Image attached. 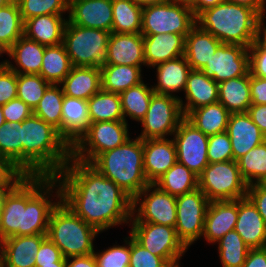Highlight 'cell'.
Returning <instances> with one entry per match:
<instances>
[{
  "instance_id": "1",
  "label": "cell",
  "mask_w": 266,
  "mask_h": 267,
  "mask_svg": "<svg viewBox=\"0 0 266 267\" xmlns=\"http://www.w3.org/2000/svg\"><path fill=\"white\" fill-rule=\"evenodd\" d=\"M61 201L100 233L132 217V199L88 163L70 158L55 176Z\"/></svg>"
},
{
  "instance_id": "2",
  "label": "cell",
  "mask_w": 266,
  "mask_h": 267,
  "mask_svg": "<svg viewBox=\"0 0 266 267\" xmlns=\"http://www.w3.org/2000/svg\"><path fill=\"white\" fill-rule=\"evenodd\" d=\"M53 192L59 198L57 202L49 199L55 198ZM60 201L61 187L55 177L27 175L6 198L0 217V241L11 236L47 234L51 212Z\"/></svg>"
},
{
  "instance_id": "3",
  "label": "cell",
  "mask_w": 266,
  "mask_h": 267,
  "mask_svg": "<svg viewBox=\"0 0 266 267\" xmlns=\"http://www.w3.org/2000/svg\"><path fill=\"white\" fill-rule=\"evenodd\" d=\"M23 172L55 177L69 162L71 146L58 129L31 115L21 122Z\"/></svg>"
},
{
  "instance_id": "4",
  "label": "cell",
  "mask_w": 266,
  "mask_h": 267,
  "mask_svg": "<svg viewBox=\"0 0 266 267\" xmlns=\"http://www.w3.org/2000/svg\"><path fill=\"white\" fill-rule=\"evenodd\" d=\"M260 17L250 7L225 1L200 12L196 24L221 43L249 48L254 42Z\"/></svg>"
},
{
  "instance_id": "5",
  "label": "cell",
  "mask_w": 266,
  "mask_h": 267,
  "mask_svg": "<svg viewBox=\"0 0 266 267\" xmlns=\"http://www.w3.org/2000/svg\"><path fill=\"white\" fill-rule=\"evenodd\" d=\"M90 165L118 185L132 200L150 183L144 174L143 140L129 139L99 154Z\"/></svg>"
},
{
  "instance_id": "6",
  "label": "cell",
  "mask_w": 266,
  "mask_h": 267,
  "mask_svg": "<svg viewBox=\"0 0 266 267\" xmlns=\"http://www.w3.org/2000/svg\"><path fill=\"white\" fill-rule=\"evenodd\" d=\"M99 233L62 201L51 212L47 237L65 258L93 254V241Z\"/></svg>"
},
{
  "instance_id": "7",
  "label": "cell",
  "mask_w": 266,
  "mask_h": 267,
  "mask_svg": "<svg viewBox=\"0 0 266 267\" xmlns=\"http://www.w3.org/2000/svg\"><path fill=\"white\" fill-rule=\"evenodd\" d=\"M111 32L86 28L67 21L63 45L73 66L102 67Z\"/></svg>"
},
{
  "instance_id": "8",
  "label": "cell",
  "mask_w": 266,
  "mask_h": 267,
  "mask_svg": "<svg viewBox=\"0 0 266 267\" xmlns=\"http://www.w3.org/2000/svg\"><path fill=\"white\" fill-rule=\"evenodd\" d=\"M196 25L189 2L175 0L143 7L141 34H181L184 37Z\"/></svg>"
},
{
  "instance_id": "9",
  "label": "cell",
  "mask_w": 266,
  "mask_h": 267,
  "mask_svg": "<svg viewBox=\"0 0 266 267\" xmlns=\"http://www.w3.org/2000/svg\"><path fill=\"white\" fill-rule=\"evenodd\" d=\"M129 139L128 123L124 120L93 122L71 147V157L90 164L99 154L119 147Z\"/></svg>"
},
{
  "instance_id": "10",
  "label": "cell",
  "mask_w": 266,
  "mask_h": 267,
  "mask_svg": "<svg viewBox=\"0 0 266 267\" xmlns=\"http://www.w3.org/2000/svg\"><path fill=\"white\" fill-rule=\"evenodd\" d=\"M198 188L209 201L236 200L247 197L248 184L237 162L209 163L198 177Z\"/></svg>"
},
{
  "instance_id": "11",
  "label": "cell",
  "mask_w": 266,
  "mask_h": 267,
  "mask_svg": "<svg viewBox=\"0 0 266 267\" xmlns=\"http://www.w3.org/2000/svg\"><path fill=\"white\" fill-rule=\"evenodd\" d=\"M181 97L154 93L149 108L140 121L143 126L138 137L145 139H166L177 130L185 118L180 99ZM168 135V136H167Z\"/></svg>"
},
{
  "instance_id": "12",
  "label": "cell",
  "mask_w": 266,
  "mask_h": 267,
  "mask_svg": "<svg viewBox=\"0 0 266 267\" xmlns=\"http://www.w3.org/2000/svg\"><path fill=\"white\" fill-rule=\"evenodd\" d=\"M209 203L199 188L176 197L175 229L178 239L187 249L202 237Z\"/></svg>"
},
{
  "instance_id": "13",
  "label": "cell",
  "mask_w": 266,
  "mask_h": 267,
  "mask_svg": "<svg viewBox=\"0 0 266 267\" xmlns=\"http://www.w3.org/2000/svg\"><path fill=\"white\" fill-rule=\"evenodd\" d=\"M136 212L138 213L135 214ZM130 222H149L175 227L177 222L176 196L160 190L155 184L147 185L132 200Z\"/></svg>"
},
{
  "instance_id": "14",
  "label": "cell",
  "mask_w": 266,
  "mask_h": 267,
  "mask_svg": "<svg viewBox=\"0 0 266 267\" xmlns=\"http://www.w3.org/2000/svg\"><path fill=\"white\" fill-rule=\"evenodd\" d=\"M130 235L152 254L168 263L180 260L187 248L178 239L175 227L149 222H131Z\"/></svg>"
},
{
  "instance_id": "15",
  "label": "cell",
  "mask_w": 266,
  "mask_h": 267,
  "mask_svg": "<svg viewBox=\"0 0 266 267\" xmlns=\"http://www.w3.org/2000/svg\"><path fill=\"white\" fill-rule=\"evenodd\" d=\"M177 150V162L185 165L198 177L209 164L208 139L202 131L184 118L173 134Z\"/></svg>"
},
{
  "instance_id": "16",
  "label": "cell",
  "mask_w": 266,
  "mask_h": 267,
  "mask_svg": "<svg viewBox=\"0 0 266 267\" xmlns=\"http://www.w3.org/2000/svg\"><path fill=\"white\" fill-rule=\"evenodd\" d=\"M201 71L217 83L247 75L249 73L248 48L222 43Z\"/></svg>"
},
{
  "instance_id": "17",
  "label": "cell",
  "mask_w": 266,
  "mask_h": 267,
  "mask_svg": "<svg viewBox=\"0 0 266 267\" xmlns=\"http://www.w3.org/2000/svg\"><path fill=\"white\" fill-rule=\"evenodd\" d=\"M68 13L69 23L112 32V0H73Z\"/></svg>"
},
{
  "instance_id": "18",
  "label": "cell",
  "mask_w": 266,
  "mask_h": 267,
  "mask_svg": "<svg viewBox=\"0 0 266 267\" xmlns=\"http://www.w3.org/2000/svg\"><path fill=\"white\" fill-rule=\"evenodd\" d=\"M47 234L11 236L0 241L2 267H35V256Z\"/></svg>"
},
{
  "instance_id": "19",
  "label": "cell",
  "mask_w": 266,
  "mask_h": 267,
  "mask_svg": "<svg viewBox=\"0 0 266 267\" xmlns=\"http://www.w3.org/2000/svg\"><path fill=\"white\" fill-rule=\"evenodd\" d=\"M104 64L146 66L143 35L111 32Z\"/></svg>"
},
{
  "instance_id": "20",
  "label": "cell",
  "mask_w": 266,
  "mask_h": 267,
  "mask_svg": "<svg viewBox=\"0 0 266 267\" xmlns=\"http://www.w3.org/2000/svg\"><path fill=\"white\" fill-rule=\"evenodd\" d=\"M177 162L174 139L143 140L144 174L150 184L168 171Z\"/></svg>"
},
{
  "instance_id": "21",
  "label": "cell",
  "mask_w": 266,
  "mask_h": 267,
  "mask_svg": "<svg viewBox=\"0 0 266 267\" xmlns=\"http://www.w3.org/2000/svg\"><path fill=\"white\" fill-rule=\"evenodd\" d=\"M238 218V199L210 201L202 237L208 243H217L227 232L233 231Z\"/></svg>"
},
{
  "instance_id": "22",
  "label": "cell",
  "mask_w": 266,
  "mask_h": 267,
  "mask_svg": "<svg viewBox=\"0 0 266 267\" xmlns=\"http://www.w3.org/2000/svg\"><path fill=\"white\" fill-rule=\"evenodd\" d=\"M226 132L230 138L234 161L266 140V136L247 113H231Z\"/></svg>"
},
{
  "instance_id": "23",
  "label": "cell",
  "mask_w": 266,
  "mask_h": 267,
  "mask_svg": "<svg viewBox=\"0 0 266 267\" xmlns=\"http://www.w3.org/2000/svg\"><path fill=\"white\" fill-rule=\"evenodd\" d=\"M234 230L250 249L266 247V223L248 197L238 199V218Z\"/></svg>"
},
{
  "instance_id": "24",
  "label": "cell",
  "mask_w": 266,
  "mask_h": 267,
  "mask_svg": "<svg viewBox=\"0 0 266 267\" xmlns=\"http://www.w3.org/2000/svg\"><path fill=\"white\" fill-rule=\"evenodd\" d=\"M145 64L149 68L168 60L183 56L185 37L181 34H142Z\"/></svg>"
},
{
  "instance_id": "25",
  "label": "cell",
  "mask_w": 266,
  "mask_h": 267,
  "mask_svg": "<svg viewBox=\"0 0 266 267\" xmlns=\"http://www.w3.org/2000/svg\"><path fill=\"white\" fill-rule=\"evenodd\" d=\"M186 103L179 99L184 116L192 110L218 102V83L201 70H191L184 89Z\"/></svg>"
},
{
  "instance_id": "26",
  "label": "cell",
  "mask_w": 266,
  "mask_h": 267,
  "mask_svg": "<svg viewBox=\"0 0 266 267\" xmlns=\"http://www.w3.org/2000/svg\"><path fill=\"white\" fill-rule=\"evenodd\" d=\"M67 19L63 15H40L24 21L23 35L43 46L63 42Z\"/></svg>"
},
{
  "instance_id": "27",
  "label": "cell",
  "mask_w": 266,
  "mask_h": 267,
  "mask_svg": "<svg viewBox=\"0 0 266 267\" xmlns=\"http://www.w3.org/2000/svg\"><path fill=\"white\" fill-rule=\"evenodd\" d=\"M88 102L64 95L62 104V137L72 147L88 130Z\"/></svg>"
},
{
  "instance_id": "28",
  "label": "cell",
  "mask_w": 266,
  "mask_h": 267,
  "mask_svg": "<svg viewBox=\"0 0 266 267\" xmlns=\"http://www.w3.org/2000/svg\"><path fill=\"white\" fill-rule=\"evenodd\" d=\"M45 46L38 42L20 37L7 51L6 54L14 60V66L9 60L6 65L17 74H40Z\"/></svg>"
},
{
  "instance_id": "29",
  "label": "cell",
  "mask_w": 266,
  "mask_h": 267,
  "mask_svg": "<svg viewBox=\"0 0 266 267\" xmlns=\"http://www.w3.org/2000/svg\"><path fill=\"white\" fill-rule=\"evenodd\" d=\"M155 67L157 84L151 85L154 93L174 96V92L184 91L188 74L192 70L184 55Z\"/></svg>"
},
{
  "instance_id": "30",
  "label": "cell",
  "mask_w": 266,
  "mask_h": 267,
  "mask_svg": "<svg viewBox=\"0 0 266 267\" xmlns=\"http://www.w3.org/2000/svg\"><path fill=\"white\" fill-rule=\"evenodd\" d=\"M60 85L64 95L88 100L101 90L100 67L73 66Z\"/></svg>"
},
{
  "instance_id": "31",
  "label": "cell",
  "mask_w": 266,
  "mask_h": 267,
  "mask_svg": "<svg viewBox=\"0 0 266 267\" xmlns=\"http://www.w3.org/2000/svg\"><path fill=\"white\" fill-rule=\"evenodd\" d=\"M222 43L197 24L185 36L184 56L192 70H201Z\"/></svg>"
},
{
  "instance_id": "32",
  "label": "cell",
  "mask_w": 266,
  "mask_h": 267,
  "mask_svg": "<svg viewBox=\"0 0 266 267\" xmlns=\"http://www.w3.org/2000/svg\"><path fill=\"white\" fill-rule=\"evenodd\" d=\"M218 101L230 113H247L252 105L250 72L247 75L218 83Z\"/></svg>"
},
{
  "instance_id": "33",
  "label": "cell",
  "mask_w": 266,
  "mask_h": 267,
  "mask_svg": "<svg viewBox=\"0 0 266 267\" xmlns=\"http://www.w3.org/2000/svg\"><path fill=\"white\" fill-rule=\"evenodd\" d=\"M230 114L218 101L192 110L185 118L209 137L226 132Z\"/></svg>"
},
{
  "instance_id": "34",
  "label": "cell",
  "mask_w": 266,
  "mask_h": 267,
  "mask_svg": "<svg viewBox=\"0 0 266 267\" xmlns=\"http://www.w3.org/2000/svg\"><path fill=\"white\" fill-rule=\"evenodd\" d=\"M101 72V89L120 94L143 82L142 69L138 66L103 64Z\"/></svg>"
},
{
  "instance_id": "35",
  "label": "cell",
  "mask_w": 266,
  "mask_h": 267,
  "mask_svg": "<svg viewBox=\"0 0 266 267\" xmlns=\"http://www.w3.org/2000/svg\"><path fill=\"white\" fill-rule=\"evenodd\" d=\"M73 65L63 43L45 46L40 74L50 84H60Z\"/></svg>"
},
{
  "instance_id": "36",
  "label": "cell",
  "mask_w": 266,
  "mask_h": 267,
  "mask_svg": "<svg viewBox=\"0 0 266 267\" xmlns=\"http://www.w3.org/2000/svg\"><path fill=\"white\" fill-rule=\"evenodd\" d=\"M153 184L172 196H180L198 188V176L185 165L176 162Z\"/></svg>"
},
{
  "instance_id": "37",
  "label": "cell",
  "mask_w": 266,
  "mask_h": 267,
  "mask_svg": "<svg viewBox=\"0 0 266 267\" xmlns=\"http://www.w3.org/2000/svg\"><path fill=\"white\" fill-rule=\"evenodd\" d=\"M90 123L124 120L120 95L101 89L88 100Z\"/></svg>"
},
{
  "instance_id": "38",
  "label": "cell",
  "mask_w": 266,
  "mask_h": 267,
  "mask_svg": "<svg viewBox=\"0 0 266 267\" xmlns=\"http://www.w3.org/2000/svg\"><path fill=\"white\" fill-rule=\"evenodd\" d=\"M0 158L23 172L21 122H6L0 127Z\"/></svg>"
},
{
  "instance_id": "39",
  "label": "cell",
  "mask_w": 266,
  "mask_h": 267,
  "mask_svg": "<svg viewBox=\"0 0 266 267\" xmlns=\"http://www.w3.org/2000/svg\"><path fill=\"white\" fill-rule=\"evenodd\" d=\"M142 11L133 0H112V33H140Z\"/></svg>"
},
{
  "instance_id": "40",
  "label": "cell",
  "mask_w": 266,
  "mask_h": 267,
  "mask_svg": "<svg viewBox=\"0 0 266 267\" xmlns=\"http://www.w3.org/2000/svg\"><path fill=\"white\" fill-rule=\"evenodd\" d=\"M147 85L143 81L139 85L130 87L119 94L125 122H128L126 119L128 116L138 122L144 118L154 94L152 87Z\"/></svg>"
},
{
  "instance_id": "41",
  "label": "cell",
  "mask_w": 266,
  "mask_h": 267,
  "mask_svg": "<svg viewBox=\"0 0 266 267\" xmlns=\"http://www.w3.org/2000/svg\"><path fill=\"white\" fill-rule=\"evenodd\" d=\"M60 84H50L33 110V115L58 129L62 136V104L64 93Z\"/></svg>"
},
{
  "instance_id": "42",
  "label": "cell",
  "mask_w": 266,
  "mask_h": 267,
  "mask_svg": "<svg viewBox=\"0 0 266 267\" xmlns=\"http://www.w3.org/2000/svg\"><path fill=\"white\" fill-rule=\"evenodd\" d=\"M248 185L266 181V140L236 160Z\"/></svg>"
},
{
  "instance_id": "43",
  "label": "cell",
  "mask_w": 266,
  "mask_h": 267,
  "mask_svg": "<svg viewBox=\"0 0 266 267\" xmlns=\"http://www.w3.org/2000/svg\"><path fill=\"white\" fill-rule=\"evenodd\" d=\"M23 27L19 5L9 3L0 8V45L5 51L23 36Z\"/></svg>"
},
{
  "instance_id": "44",
  "label": "cell",
  "mask_w": 266,
  "mask_h": 267,
  "mask_svg": "<svg viewBox=\"0 0 266 267\" xmlns=\"http://www.w3.org/2000/svg\"><path fill=\"white\" fill-rule=\"evenodd\" d=\"M218 242L220 262L223 267H242L249 247L235 231L227 232Z\"/></svg>"
},
{
  "instance_id": "45",
  "label": "cell",
  "mask_w": 266,
  "mask_h": 267,
  "mask_svg": "<svg viewBox=\"0 0 266 267\" xmlns=\"http://www.w3.org/2000/svg\"><path fill=\"white\" fill-rule=\"evenodd\" d=\"M49 85L41 75L17 74V97L34 110Z\"/></svg>"
},
{
  "instance_id": "46",
  "label": "cell",
  "mask_w": 266,
  "mask_h": 267,
  "mask_svg": "<svg viewBox=\"0 0 266 267\" xmlns=\"http://www.w3.org/2000/svg\"><path fill=\"white\" fill-rule=\"evenodd\" d=\"M68 6L66 0H23L19 4L23 22L40 15H63L68 13Z\"/></svg>"
},
{
  "instance_id": "47",
  "label": "cell",
  "mask_w": 266,
  "mask_h": 267,
  "mask_svg": "<svg viewBox=\"0 0 266 267\" xmlns=\"http://www.w3.org/2000/svg\"><path fill=\"white\" fill-rule=\"evenodd\" d=\"M125 245H114L102 252H93L97 267H129L130 239L126 237Z\"/></svg>"
},
{
  "instance_id": "48",
  "label": "cell",
  "mask_w": 266,
  "mask_h": 267,
  "mask_svg": "<svg viewBox=\"0 0 266 267\" xmlns=\"http://www.w3.org/2000/svg\"><path fill=\"white\" fill-rule=\"evenodd\" d=\"M207 157L209 163L233 160L231 142L227 132L209 136Z\"/></svg>"
},
{
  "instance_id": "49",
  "label": "cell",
  "mask_w": 266,
  "mask_h": 267,
  "mask_svg": "<svg viewBox=\"0 0 266 267\" xmlns=\"http://www.w3.org/2000/svg\"><path fill=\"white\" fill-rule=\"evenodd\" d=\"M130 264L129 267H165L167 261L141 246L130 235Z\"/></svg>"
},
{
  "instance_id": "50",
  "label": "cell",
  "mask_w": 266,
  "mask_h": 267,
  "mask_svg": "<svg viewBox=\"0 0 266 267\" xmlns=\"http://www.w3.org/2000/svg\"><path fill=\"white\" fill-rule=\"evenodd\" d=\"M17 97V73L6 64L0 66V105Z\"/></svg>"
},
{
  "instance_id": "51",
  "label": "cell",
  "mask_w": 266,
  "mask_h": 267,
  "mask_svg": "<svg viewBox=\"0 0 266 267\" xmlns=\"http://www.w3.org/2000/svg\"><path fill=\"white\" fill-rule=\"evenodd\" d=\"M35 267H42L55 262H66L60 249L47 237L40 245L35 256Z\"/></svg>"
},
{
  "instance_id": "52",
  "label": "cell",
  "mask_w": 266,
  "mask_h": 267,
  "mask_svg": "<svg viewBox=\"0 0 266 267\" xmlns=\"http://www.w3.org/2000/svg\"><path fill=\"white\" fill-rule=\"evenodd\" d=\"M5 122H22L33 114V110L18 97L2 105Z\"/></svg>"
},
{
  "instance_id": "53",
  "label": "cell",
  "mask_w": 266,
  "mask_h": 267,
  "mask_svg": "<svg viewBox=\"0 0 266 267\" xmlns=\"http://www.w3.org/2000/svg\"><path fill=\"white\" fill-rule=\"evenodd\" d=\"M27 176L24 172L12 168L0 180V217L4 210L5 201L10 192Z\"/></svg>"
},
{
  "instance_id": "54",
  "label": "cell",
  "mask_w": 266,
  "mask_h": 267,
  "mask_svg": "<svg viewBox=\"0 0 266 267\" xmlns=\"http://www.w3.org/2000/svg\"><path fill=\"white\" fill-rule=\"evenodd\" d=\"M247 197L256 206L259 214L266 223V186L263 183L248 185Z\"/></svg>"
},
{
  "instance_id": "55",
  "label": "cell",
  "mask_w": 266,
  "mask_h": 267,
  "mask_svg": "<svg viewBox=\"0 0 266 267\" xmlns=\"http://www.w3.org/2000/svg\"><path fill=\"white\" fill-rule=\"evenodd\" d=\"M249 72L253 76L266 78V51L248 50Z\"/></svg>"
},
{
  "instance_id": "56",
  "label": "cell",
  "mask_w": 266,
  "mask_h": 267,
  "mask_svg": "<svg viewBox=\"0 0 266 267\" xmlns=\"http://www.w3.org/2000/svg\"><path fill=\"white\" fill-rule=\"evenodd\" d=\"M250 94L252 104H266V78L250 74Z\"/></svg>"
},
{
  "instance_id": "57",
  "label": "cell",
  "mask_w": 266,
  "mask_h": 267,
  "mask_svg": "<svg viewBox=\"0 0 266 267\" xmlns=\"http://www.w3.org/2000/svg\"><path fill=\"white\" fill-rule=\"evenodd\" d=\"M251 120L259 127L261 132L266 136V104H252L247 111Z\"/></svg>"
},
{
  "instance_id": "58",
  "label": "cell",
  "mask_w": 266,
  "mask_h": 267,
  "mask_svg": "<svg viewBox=\"0 0 266 267\" xmlns=\"http://www.w3.org/2000/svg\"><path fill=\"white\" fill-rule=\"evenodd\" d=\"M242 267H266V247L249 249Z\"/></svg>"
},
{
  "instance_id": "59",
  "label": "cell",
  "mask_w": 266,
  "mask_h": 267,
  "mask_svg": "<svg viewBox=\"0 0 266 267\" xmlns=\"http://www.w3.org/2000/svg\"><path fill=\"white\" fill-rule=\"evenodd\" d=\"M266 16H261L258 20L256 34L253 44L248 48V50H264L266 51V26L264 25V18Z\"/></svg>"
},
{
  "instance_id": "60",
  "label": "cell",
  "mask_w": 266,
  "mask_h": 267,
  "mask_svg": "<svg viewBox=\"0 0 266 267\" xmlns=\"http://www.w3.org/2000/svg\"><path fill=\"white\" fill-rule=\"evenodd\" d=\"M66 267H97V263L94 255L88 254L66 258Z\"/></svg>"
},
{
  "instance_id": "61",
  "label": "cell",
  "mask_w": 266,
  "mask_h": 267,
  "mask_svg": "<svg viewBox=\"0 0 266 267\" xmlns=\"http://www.w3.org/2000/svg\"><path fill=\"white\" fill-rule=\"evenodd\" d=\"M226 0H189V6L192 8V11L195 16H197L203 10L216 6Z\"/></svg>"
},
{
  "instance_id": "62",
  "label": "cell",
  "mask_w": 266,
  "mask_h": 267,
  "mask_svg": "<svg viewBox=\"0 0 266 267\" xmlns=\"http://www.w3.org/2000/svg\"><path fill=\"white\" fill-rule=\"evenodd\" d=\"M227 2L230 3H235L238 5H244L247 7H250L252 9H254L260 16H266L264 14H266V4L265 1L266 0H226Z\"/></svg>"
},
{
  "instance_id": "63",
  "label": "cell",
  "mask_w": 266,
  "mask_h": 267,
  "mask_svg": "<svg viewBox=\"0 0 266 267\" xmlns=\"http://www.w3.org/2000/svg\"><path fill=\"white\" fill-rule=\"evenodd\" d=\"M133 1L143 8L145 6L168 3L175 0H133Z\"/></svg>"
},
{
  "instance_id": "64",
  "label": "cell",
  "mask_w": 266,
  "mask_h": 267,
  "mask_svg": "<svg viewBox=\"0 0 266 267\" xmlns=\"http://www.w3.org/2000/svg\"><path fill=\"white\" fill-rule=\"evenodd\" d=\"M12 169V167L2 158H0V180Z\"/></svg>"
},
{
  "instance_id": "65",
  "label": "cell",
  "mask_w": 266,
  "mask_h": 267,
  "mask_svg": "<svg viewBox=\"0 0 266 267\" xmlns=\"http://www.w3.org/2000/svg\"><path fill=\"white\" fill-rule=\"evenodd\" d=\"M42 267H66V262H55L48 265H42Z\"/></svg>"
},
{
  "instance_id": "66",
  "label": "cell",
  "mask_w": 266,
  "mask_h": 267,
  "mask_svg": "<svg viewBox=\"0 0 266 267\" xmlns=\"http://www.w3.org/2000/svg\"><path fill=\"white\" fill-rule=\"evenodd\" d=\"M5 119H4V115H3V110H2V106L0 105V127L5 124Z\"/></svg>"
},
{
  "instance_id": "67",
  "label": "cell",
  "mask_w": 266,
  "mask_h": 267,
  "mask_svg": "<svg viewBox=\"0 0 266 267\" xmlns=\"http://www.w3.org/2000/svg\"><path fill=\"white\" fill-rule=\"evenodd\" d=\"M165 267H180L179 260L169 262V263H167V265Z\"/></svg>"
},
{
  "instance_id": "68",
  "label": "cell",
  "mask_w": 266,
  "mask_h": 267,
  "mask_svg": "<svg viewBox=\"0 0 266 267\" xmlns=\"http://www.w3.org/2000/svg\"><path fill=\"white\" fill-rule=\"evenodd\" d=\"M3 53H6V51L3 49V47L0 45V57ZM6 64V60L0 62V66L5 65Z\"/></svg>"
},
{
  "instance_id": "69",
  "label": "cell",
  "mask_w": 266,
  "mask_h": 267,
  "mask_svg": "<svg viewBox=\"0 0 266 267\" xmlns=\"http://www.w3.org/2000/svg\"><path fill=\"white\" fill-rule=\"evenodd\" d=\"M9 3H10L9 0H0V8L5 6V5H7V4H9Z\"/></svg>"
},
{
  "instance_id": "70",
  "label": "cell",
  "mask_w": 266,
  "mask_h": 267,
  "mask_svg": "<svg viewBox=\"0 0 266 267\" xmlns=\"http://www.w3.org/2000/svg\"><path fill=\"white\" fill-rule=\"evenodd\" d=\"M10 3L19 5L23 0H9Z\"/></svg>"
}]
</instances>
